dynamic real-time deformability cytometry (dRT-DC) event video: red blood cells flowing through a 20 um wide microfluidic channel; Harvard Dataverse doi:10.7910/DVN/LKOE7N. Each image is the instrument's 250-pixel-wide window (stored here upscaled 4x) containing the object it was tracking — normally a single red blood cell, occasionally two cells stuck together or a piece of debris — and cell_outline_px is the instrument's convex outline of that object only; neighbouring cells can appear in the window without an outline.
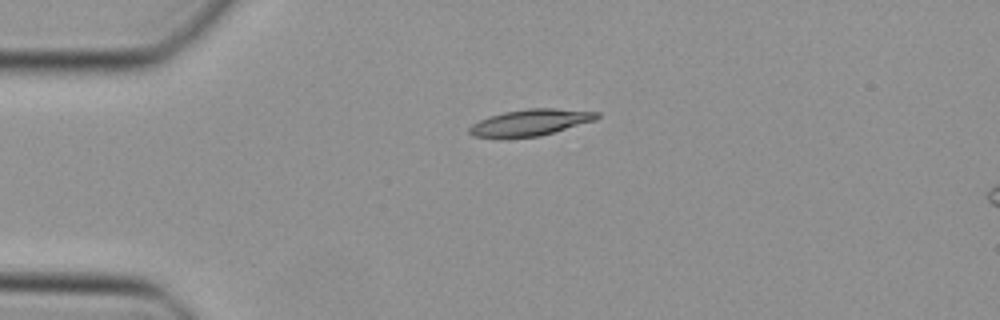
{"species": "Egyptian fruit bat (a non-hibernating species)", "species_latin": "Rousettus aegyptiacus", "temperature_condition": "cold", "stored_images_in_passage": 38, "camera_frame_rate_fps": 3000, "um_per_image_px": 0.085, "animal": {"sex": "female"}, "frame": {"image": 1, "passage_image": 1, "time_ms": 0.0, "image_size_px": [1000, 320], "cell_outline_px": [[600, 116], [596, 120], [540, 136], [500, 140], [472, 136], [468, 132], [468, 128], [472, 124], [488, 116], [504, 112], [528, 108], [556, 108], [600, 112]], "centroid_in_image_um": [45.02, 10.44], "position_along_channel_um": 40.0, "area_um2": 20.29}}
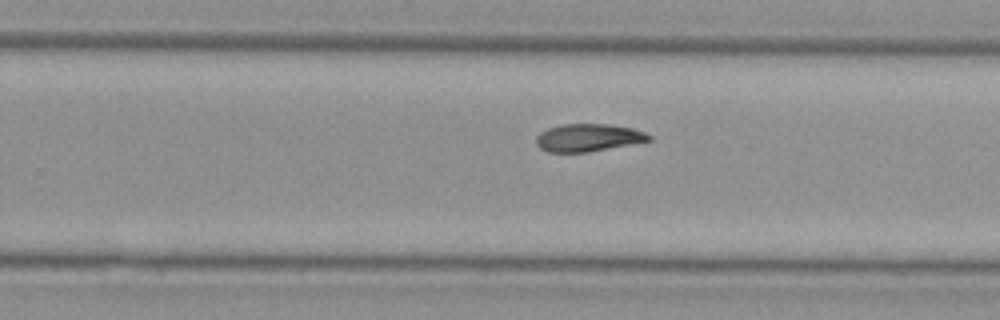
{"frame": {"image": 2, "passage_image": 20, "time_ms": 6.333, "image_size_px": [1000, 320], "cell_outline_px": [[652, 140], [588, 152], [548, 152], [540, 148], [536, 144], [536, 136], [540, 132], [548, 128], [564, 124], [608, 124], [632, 128], [644, 132], [652, 136]], "centroid_in_image_um": [49.98, 11.7], "position_along_channel_um": 279.8, "area_um2": 18.09}}
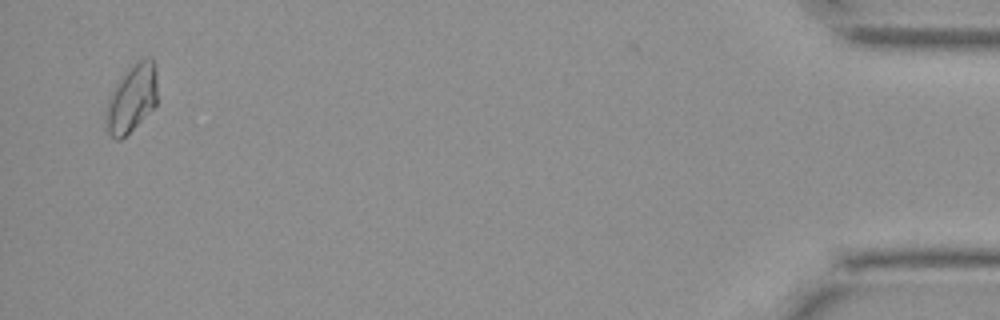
{"frame": {"image": 3, "passage_image": 36, "time_ms": 11.667, "image_size_px": [1000, 320], "cell_outline_px": [[156, 104], [120, 140], [116, 140], [108, 132], [104, 120], [104, 116], [108, 96], [112, 88], [120, 76], [136, 60], [144, 56], [152, 56], [156, 64]], "centroid_in_image_um": [11.16, 8.27], "position_along_channel_um": 424.0, "area_um2": 20.63}}